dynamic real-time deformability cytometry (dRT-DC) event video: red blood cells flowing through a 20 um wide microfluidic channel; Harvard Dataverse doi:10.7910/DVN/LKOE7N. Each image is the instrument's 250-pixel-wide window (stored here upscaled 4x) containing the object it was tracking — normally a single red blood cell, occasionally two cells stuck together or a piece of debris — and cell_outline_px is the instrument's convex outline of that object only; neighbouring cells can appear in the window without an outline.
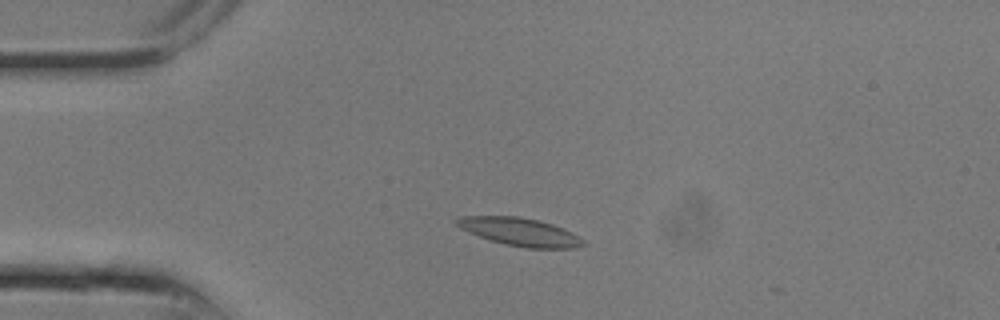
{"species": "common noctule bat (a hibernating species)", "species_latin": "Nyctalus noctula", "temperature_condition": "room temperature", "stored_images_in_passage": 7, "camera_frame_rate_fps": 3000, "um_per_image_px": 0.085, "animal": {"sex": "male", "body_mass_g": 13.3}, "frame": {"image": 1, "passage_image": 4, "time_ms": 1.0, "image_size_px": [1000, 320], "cell_outline_px": [[588, 244], [576, 248], [528, 248], [504, 244], [488, 240], [460, 228], [452, 220], [460, 216], [516, 216], [540, 220], [552, 224], [580, 236]], "centroid_in_image_um": [44.19, 19.71], "position_along_channel_um": 40.8, "area_um2": 20.81}}
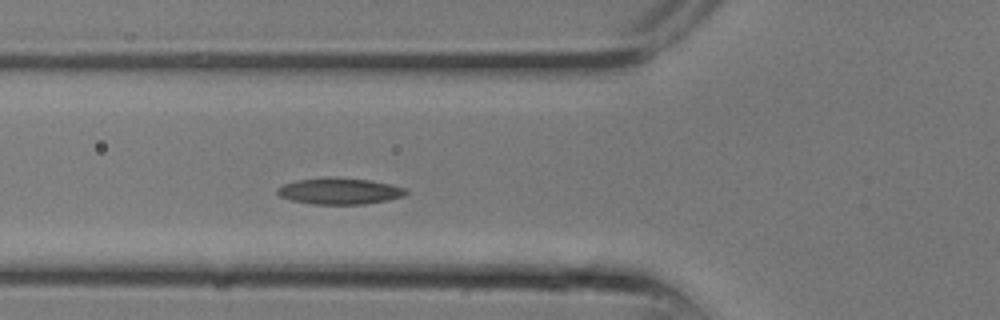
{"frame": {"image": 2, "passage_image": 7, "time_ms": 2.0, "image_size_px": [1000, 320], "cell_outline_px": [[408, 192], [404, 196], [388, 200], [364, 204], [312, 204], [292, 200], [280, 196], [276, 192], [276, 188], [284, 184], [296, 180], [328, 176], [336, 176], [372, 180], [408, 188]], "centroid_in_image_um": [28.88, 16.22], "position_along_channel_um": 96.9, "area_um2": 20.11}}